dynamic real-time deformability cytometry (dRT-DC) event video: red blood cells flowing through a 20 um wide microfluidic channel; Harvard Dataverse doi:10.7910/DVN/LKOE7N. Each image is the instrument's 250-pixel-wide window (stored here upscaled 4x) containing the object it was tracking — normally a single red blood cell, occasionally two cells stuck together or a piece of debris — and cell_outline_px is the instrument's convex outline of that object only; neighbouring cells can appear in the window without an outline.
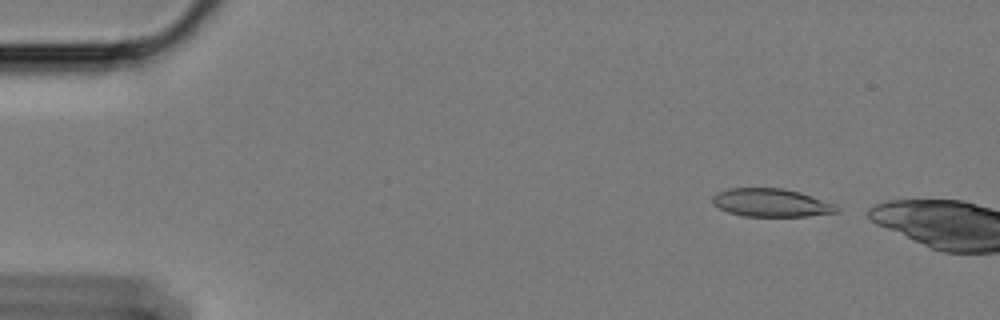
{"species": "Egyptian fruit bat (a non-hibernating species)", "species_latin": "Rousettus aegyptiacus", "temperature_condition": "cold", "stored_images_in_passage": 6, "camera_frame_rate_fps": 3000, "um_per_image_px": 0.085, "animal": {"sex": "female"}, "frame": {"image": 1, "passage_image": 2, "time_ms": 0.333, "image_size_px": [1000, 320], "cell_outline_px": [[840, 212], [808, 216], [744, 216], [728, 212], [712, 204], [712, 196], [716, 192], [728, 188], [784, 188], [800, 192], [836, 204], [840, 208]], "centroid_in_image_um": [65.56, 17.23], "position_along_channel_um": 19.4, "area_um2": 20.58}}